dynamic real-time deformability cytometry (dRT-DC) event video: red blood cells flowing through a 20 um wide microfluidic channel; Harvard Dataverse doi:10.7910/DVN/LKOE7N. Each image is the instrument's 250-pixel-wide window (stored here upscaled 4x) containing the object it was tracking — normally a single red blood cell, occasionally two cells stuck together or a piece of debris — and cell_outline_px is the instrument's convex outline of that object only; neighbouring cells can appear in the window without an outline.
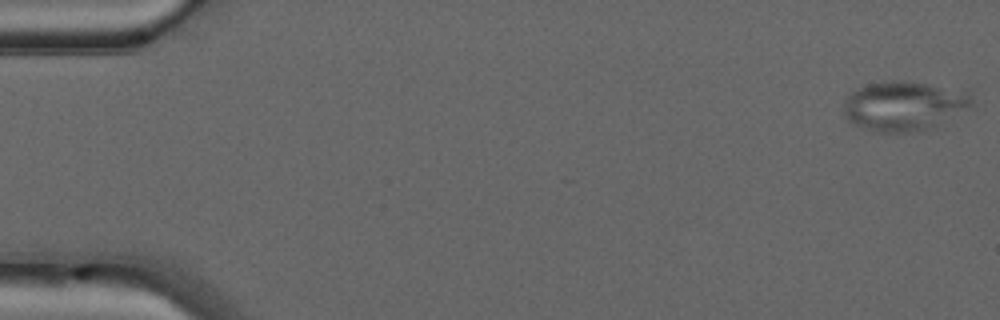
{"species": "common noctule bat (a hibernating species)", "species_latin": "Nyctalus noctula", "temperature_condition": "warm", "stored_images_in_passage": 7, "camera_frame_rate_fps": 3000, "um_per_image_px": 0.085, "animal": {"sex": "male", "forearm_length_mm": 52.5}, "frame": {"image": 1, "passage_image": 1, "time_ms": 0.0, "image_size_px": [1000, 320], "cell_outline_px": [[972, 104], [932, 128], [920, 132], [872, 132], [852, 124], [844, 116], [844, 100], [852, 92], [868, 84], [896, 80], [904, 80], [928, 84], [968, 92], [972, 96]], "centroid_in_image_um": [76.77, 9.02], "position_along_channel_um": 8.2, "area_um2": 36.7}}